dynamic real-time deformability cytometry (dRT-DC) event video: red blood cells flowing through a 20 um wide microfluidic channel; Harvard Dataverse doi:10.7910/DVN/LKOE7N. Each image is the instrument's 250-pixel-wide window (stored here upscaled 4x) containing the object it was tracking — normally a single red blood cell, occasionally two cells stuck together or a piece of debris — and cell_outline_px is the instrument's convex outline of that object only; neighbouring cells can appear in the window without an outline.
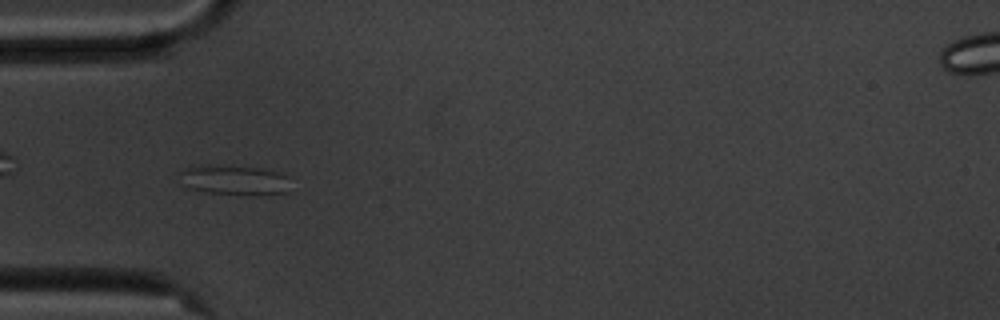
{"species": "common noctule bat (a hibernating species)", "species_latin": "Nyctalus noctula", "temperature_condition": "cold", "stored_images_in_passage": 55, "camera_frame_rate_fps": 3000, "um_per_image_px": 0.085, "animal": {"sex": "male", "body_mass_g": 20.1, "forearm_length_mm": 53.5}, "frame": {"image": 1, "passage_image": 16, "time_ms": 5.0, "image_size_px": [1000, 320], "cell_outline_px": [[288, 192], [272, 196], [248, 196], [208, 192], [192, 188], [180, 184], [180, 172], [184, 168], [200, 164], [208, 164], [260, 168], [276, 172], [284, 176]], "centroid_in_image_um": [19.86, 15.32], "position_along_channel_um": 65.1, "area_um2": 19.59}}
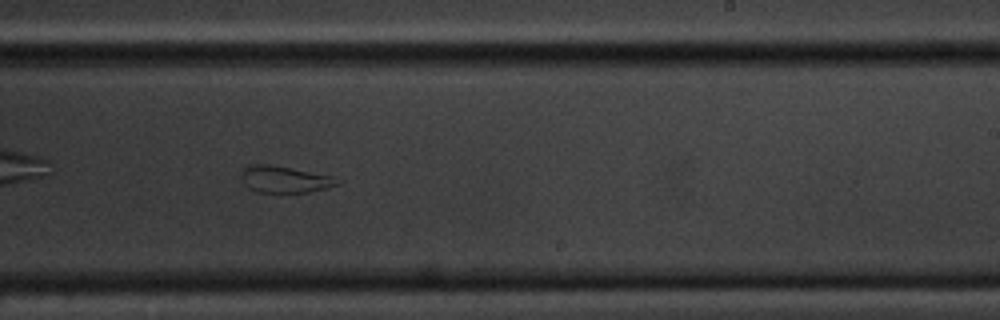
{"frame": {"image": 2, "passage_image": 33, "time_ms": 10.667, "image_size_px": [1000, 320], "cell_outline_px": [[344, 180], [340, 184], [328, 188], [308, 192], [256, 192], [248, 188], [244, 180], [244, 168], [252, 164], [268, 164], [332, 176]], "centroid_in_image_um": [24.29, 15.26], "position_along_channel_um": 264.7, "area_um2": 14.68}}
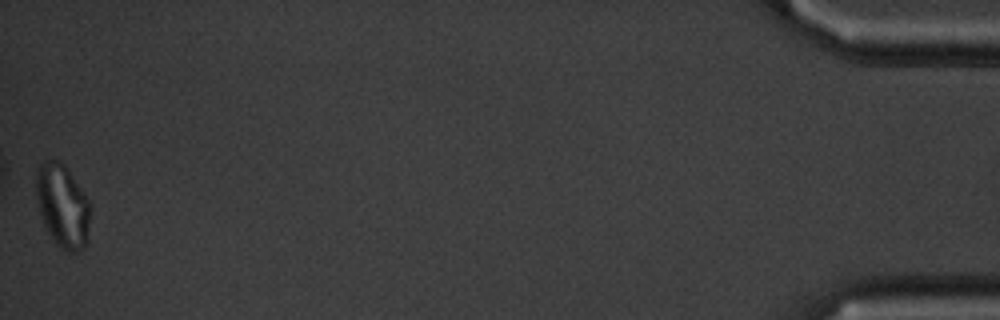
{"frame": {"image": 3, "passage_image": 55, "time_ms": 18.0, "image_size_px": [1000, 320], "cell_outline_px": [[92, 212], [88, 244], [80, 252], [68, 252], [60, 248], [56, 244], [44, 228], [36, 196], [36, 172], [40, 164], [44, 160], [56, 160], [64, 164], [88, 200]], "centroid_in_image_um": [5.35, 17.57], "position_along_channel_um": 429.9, "area_um2": 26.76}}